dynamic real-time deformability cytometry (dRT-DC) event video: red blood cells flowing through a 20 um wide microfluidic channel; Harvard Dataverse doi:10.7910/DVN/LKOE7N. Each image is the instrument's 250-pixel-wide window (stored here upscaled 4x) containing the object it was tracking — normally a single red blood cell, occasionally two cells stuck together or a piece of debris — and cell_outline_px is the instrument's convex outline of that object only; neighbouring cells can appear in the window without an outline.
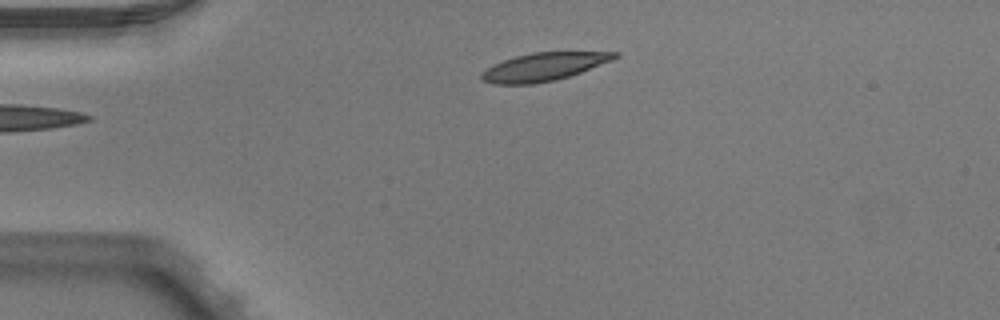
{"species": "Egyptian fruit bat (a non-hibernating species)", "species_latin": "Rousettus aegyptiacus", "temperature_condition": "warm", "stored_images_in_passage": 2, "camera_frame_rate_fps": 3000, "um_per_image_px": 0.085, "animal": {"sex": "male"}, "frame": {"image": 1, "passage_image": 1, "time_ms": 0.0, "image_size_px": [1000, 320], "cell_outline_px": [[620, 56], [612, 60], [580, 72], [556, 80], [532, 84], [492, 84], [480, 80], [480, 72], [492, 64], [516, 56], [532, 52], [620, 52]], "centroid_in_image_um": [46.16, 5.68], "position_along_channel_um": 38.8, "area_um2": 21.79}}